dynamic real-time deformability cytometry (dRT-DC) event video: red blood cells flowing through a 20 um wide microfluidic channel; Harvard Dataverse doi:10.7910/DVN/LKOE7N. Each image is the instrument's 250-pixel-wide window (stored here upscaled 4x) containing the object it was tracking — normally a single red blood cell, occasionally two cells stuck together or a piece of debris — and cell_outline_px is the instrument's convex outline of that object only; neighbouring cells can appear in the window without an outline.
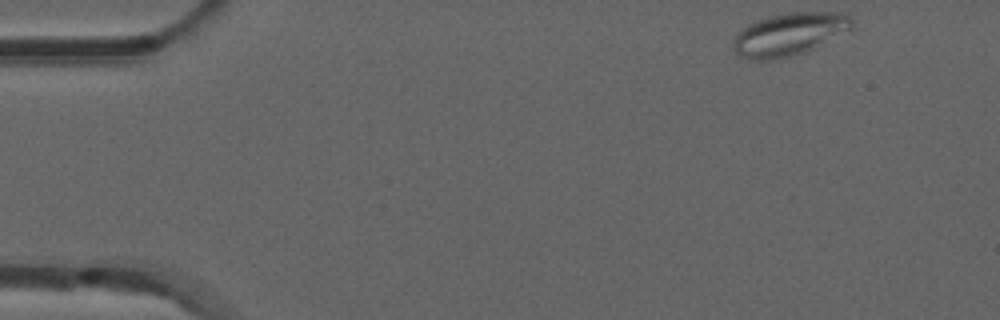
{"species": "common noctule bat (a hibernating species)", "species_latin": "Nyctalus noctula", "temperature_condition": "room temperature", "stored_images_in_passage": 8, "camera_frame_rate_fps": 3000, "um_per_image_px": 0.085, "animal": {"sex": "male", "forearm_length_mm": 52.5}, "frame": {"image": 1, "passage_image": 1, "time_ms": 0.0, "image_size_px": [1000, 320], "cell_outline_px": [[852, 32], [804, 52], [792, 56], [772, 60], [756, 60], [740, 56], [736, 52], [736, 32], [740, 28], [756, 20], [768, 16], [788, 12], [844, 12], [852, 20]], "centroid_in_image_um": [67.16, 2.89], "position_along_channel_um": 17.8, "area_um2": 29.82}}